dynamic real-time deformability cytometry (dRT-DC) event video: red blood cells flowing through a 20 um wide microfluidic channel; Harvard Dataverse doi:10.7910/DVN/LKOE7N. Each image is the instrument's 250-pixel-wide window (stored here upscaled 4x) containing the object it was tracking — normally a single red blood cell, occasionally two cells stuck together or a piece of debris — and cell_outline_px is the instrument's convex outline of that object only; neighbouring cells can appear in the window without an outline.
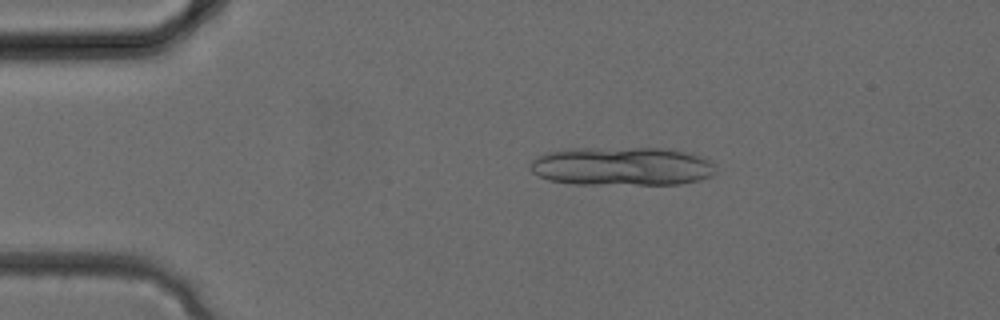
{"species": "common noctule bat (a hibernating species)", "species_latin": "Nyctalus noctula", "temperature_condition": "cold", "stored_images_in_passage": 31, "segment_of_instrument_passage": [1, 2], "camera_frame_rate_fps": 3000, "um_per_image_px": 0.085, "animal": {"sex": "female", "body_mass_g": 24.6, "forearm_length_mm": 56.2}, "frame": {"image": 1, "passage_image": 5, "time_ms": 1.333, "image_size_px": [1000, 320], "cell_outline_px": [[716, 172], [712, 176], [680, 184], [572, 184], [548, 180], [532, 172], [528, 168], [528, 164], [536, 156], [544, 152], [572, 148], [660, 148], [688, 152], [704, 156], [712, 160]], "centroid_in_image_um": [52.84, 14.13], "position_along_channel_um": 32.2, "area_um2": 42.37}}